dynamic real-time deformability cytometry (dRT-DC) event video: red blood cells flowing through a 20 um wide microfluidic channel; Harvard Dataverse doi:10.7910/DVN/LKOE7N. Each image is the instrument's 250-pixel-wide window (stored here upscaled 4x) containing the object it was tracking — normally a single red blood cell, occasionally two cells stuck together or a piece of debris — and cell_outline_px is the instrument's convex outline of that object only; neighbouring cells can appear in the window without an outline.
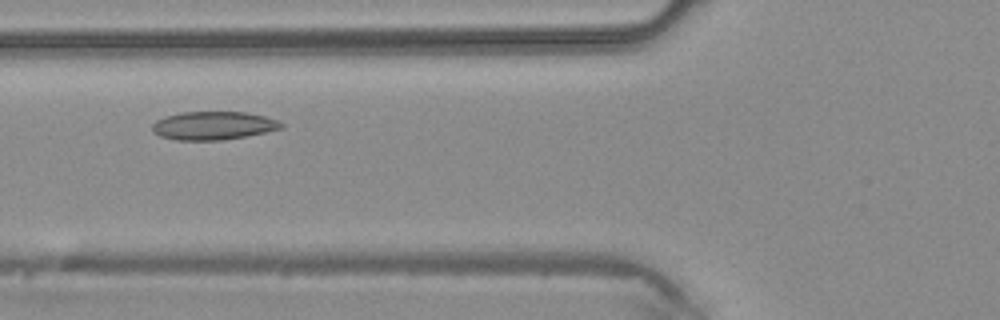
{"species": "common noctule bat (a hibernating species)", "species_latin": "Nyctalus noctula", "temperature_condition": "warm", "stored_images_in_passage": 3, "camera_frame_rate_fps": 3000, "um_per_image_px": 0.085, "animal": {"sex": "male", "body_mass_g": 20.4}, "frame": {"image": 1, "passage_image": 3, "time_ms": 0.667, "image_size_px": [1000, 320], "cell_outline_px": [[284, 128], [224, 140], [176, 140], [160, 136], [152, 132], [152, 124], [156, 120], [164, 116], [180, 112], [248, 112], [280, 120], [284, 124]], "centroid_in_image_um": [18.13, 10.67], "position_along_channel_um": 107.7, "area_um2": 21.44}}